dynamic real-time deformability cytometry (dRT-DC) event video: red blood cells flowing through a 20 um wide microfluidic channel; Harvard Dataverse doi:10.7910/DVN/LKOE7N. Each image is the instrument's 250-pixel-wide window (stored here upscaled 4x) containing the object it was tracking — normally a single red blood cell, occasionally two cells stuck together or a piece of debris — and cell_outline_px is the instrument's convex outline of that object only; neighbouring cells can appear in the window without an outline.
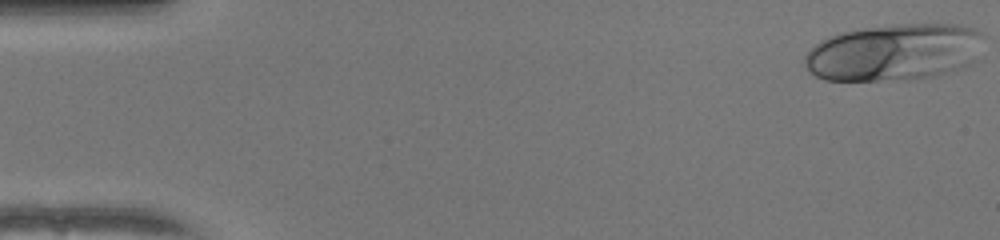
{"species": "human", "species_latin": "Homo sapiens", "temperature_condition": "warm", "stored_images_in_passage": 50, "camera_frame_rate_fps": 3000, "um_per_image_px": 0.085, "donor": {"sex": "female"}, "frame": {"image": 1, "passage_image": 1, "time_ms": 0.0, "image_size_px": [1000, 240], "cell_outline_px": [[980, 32], [952, 68], [944, 72], [928, 76], [904, 80], [824, 80], [816, 76], [804, 64], [804, 56], [820, 40], [844, 32], [860, 28], [896, 24], [956, 24], [972, 28]], "centroid_in_image_um": [75.65, 4.43], "position_along_channel_um": 9.4, "area_um2": 55.89}}
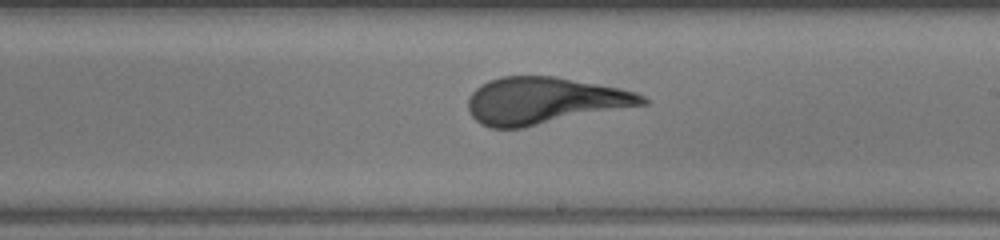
{"frame": {"image": 2, "passage_image": 29, "time_ms": 9.333, "image_size_px": [1000, 240], "cell_outline_px": [[648, 104], [524, 128], [492, 128], [480, 124], [472, 116], [468, 108], [468, 100], [472, 92], [480, 84], [488, 80], [500, 76], [556, 76], [620, 88], [636, 92], [644, 96], [648, 100]], "centroid_in_image_um": [46.27, 8.56], "position_along_channel_um": 242.7, "area_um2": 47.92}}
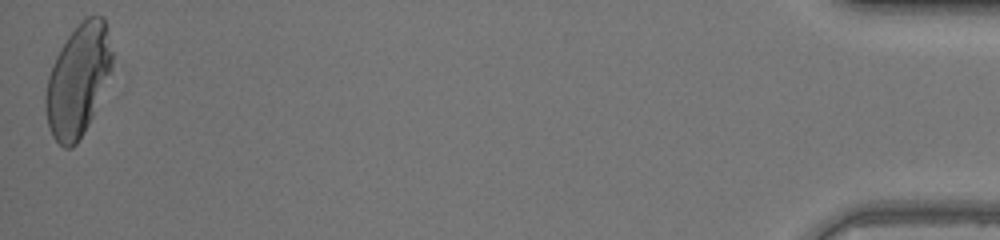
{"frame": {"image": 3, "passage_image": 50, "time_ms": 16.333, "image_size_px": [1000, 240], "cell_outline_px": [[112, 68], [92, 116], [84, 132], [76, 144], [72, 148], [64, 148], [52, 136], [48, 124], [44, 104], [44, 100], [48, 76], [52, 64], [60, 48], [68, 36], [80, 20], [88, 16], [104, 16], [112, 52]], "centroid_in_image_um": [6.61, 6.81], "position_along_channel_um": 428.6, "area_um2": 43.06}, "authors_computed_cell_mechanics": {"area_um2": 47.5405, "velocity_mm_per_s": 4.0501, "shape_relaxation_time_tau1_ms": 5.6373, "shape_relaxation_time_tau2_ms": null, "deformation_change_tau1": 0.2441, "deformation_change_tau2": null}}